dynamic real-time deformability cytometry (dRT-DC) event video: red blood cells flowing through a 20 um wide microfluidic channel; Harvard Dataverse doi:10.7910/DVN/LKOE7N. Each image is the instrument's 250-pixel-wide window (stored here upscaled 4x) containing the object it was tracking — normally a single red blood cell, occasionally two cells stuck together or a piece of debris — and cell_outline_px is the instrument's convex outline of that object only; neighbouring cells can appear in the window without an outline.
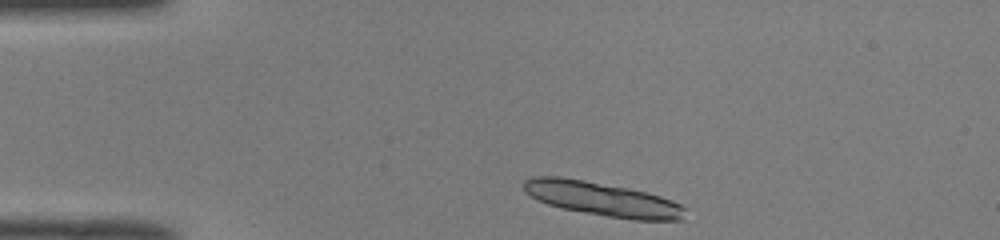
{"species": "common noctule bat (a hibernating species)", "species_latin": "Nyctalus noctula", "temperature_condition": "room temperature", "stored_images_in_passage": 42, "camera_frame_rate_fps": 3000, "um_per_image_px": 0.085, "animal": {"sex": "male", "body_mass_g": 19.0, "forearm_length_mm": 50.8}, "frame": {"image": 1, "passage_image": 1, "time_ms": 0.0, "image_size_px": [1000, 240], "cell_outline_px": [[684, 220], [632, 220], [584, 212], [564, 208], [548, 204], [524, 192], [524, 180], [532, 176], [560, 176], [584, 180], [628, 188], [660, 196], [672, 200], [680, 204], [684, 208]], "centroid_in_image_um": [51.2, 16.91], "position_along_channel_um": 33.8, "area_um2": 31.62}, "authors_computed_cell_mechanics": {"area_um2": 18.0625, "velocity_mm_per_s": 3.9956, "shape_relaxation_time_tau1_ms": 4.5947, "shape_relaxation_time_tau2_ms": null, "deformation_change_tau1": 0.1023, "deformation_change_tau2": null}}